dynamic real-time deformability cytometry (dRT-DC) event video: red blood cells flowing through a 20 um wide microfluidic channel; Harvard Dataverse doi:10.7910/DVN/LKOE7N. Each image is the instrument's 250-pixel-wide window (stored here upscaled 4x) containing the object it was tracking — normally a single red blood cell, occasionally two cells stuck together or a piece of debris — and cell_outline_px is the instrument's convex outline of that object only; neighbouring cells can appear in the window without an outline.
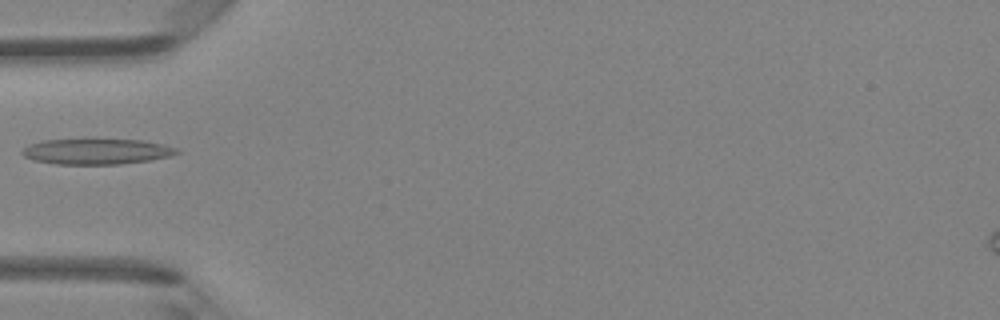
{"species": "Egyptian fruit bat (a non-hibernating species)", "species_latin": "Rousettus aegyptiacus", "temperature_condition": "room temperature", "stored_images_in_passage": 5, "camera_frame_rate_fps": 3000, "um_per_image_px": 0.085, "animal": {"sex": "female"}, "frame": {"image": 1, "passage_image": 5, "time_ms": 1.333, "image_size_px": [1000, 320], "cell_outline_px": [[180, 152], [168, 156], [152, 160], [120, 164], [56, 164], [32, 160], [24, 156], [20, 152], [28, 144], [44, 140], [92, 136], [144, 140], [164, 144], [176, 148]], "centroid_in_image_um": [8.18, 12.82], "position_along_channel_um": 76.8, "area_um2": 24.39}}